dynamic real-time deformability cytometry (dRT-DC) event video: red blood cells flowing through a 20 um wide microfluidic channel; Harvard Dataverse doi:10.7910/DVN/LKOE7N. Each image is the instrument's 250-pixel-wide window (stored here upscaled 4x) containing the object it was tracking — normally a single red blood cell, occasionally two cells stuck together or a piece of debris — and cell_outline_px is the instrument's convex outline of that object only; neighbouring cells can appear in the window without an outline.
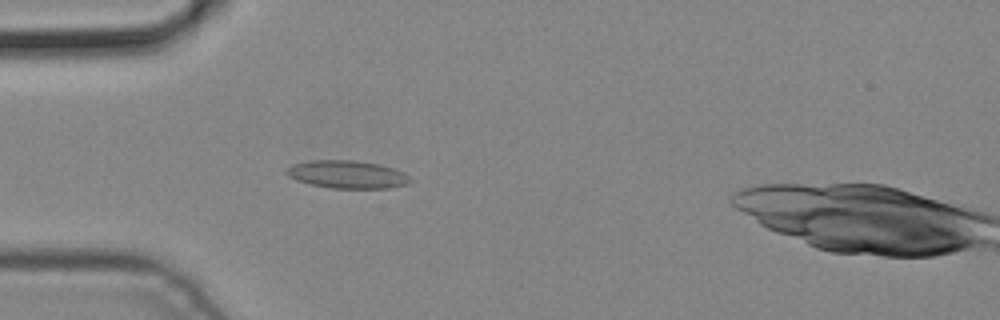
{"species": "common noctule bat (a hibernating species)", "species_latin": "Nyctalus noctula", "temperature_condition": "cold", "stored_images_in_passage": 5, "camera_frame_rate_fps": 3000, "um_per_image_px": 0.085, "animal": {"sex": "male", "body_mass_g": 19.2, "forearm_length_mm": 51.8}, "frame": {"image": 1, "passage_image": 4, "time_ms": 1.0, "image_size_px": [1000, 320], "cell_outline_px": [[412, 180], [408, 184], [392, 188], [332, 188], [312, 184], [296, 180], [288, 176], [284, 172], [292, 164], [312, 160], [356, 160], [380, 164], [404, 172]], "centroid_in_image_um": [29.53, 14.82], "position_along_channel_um": 55.5, "area_um2": 20.11}}